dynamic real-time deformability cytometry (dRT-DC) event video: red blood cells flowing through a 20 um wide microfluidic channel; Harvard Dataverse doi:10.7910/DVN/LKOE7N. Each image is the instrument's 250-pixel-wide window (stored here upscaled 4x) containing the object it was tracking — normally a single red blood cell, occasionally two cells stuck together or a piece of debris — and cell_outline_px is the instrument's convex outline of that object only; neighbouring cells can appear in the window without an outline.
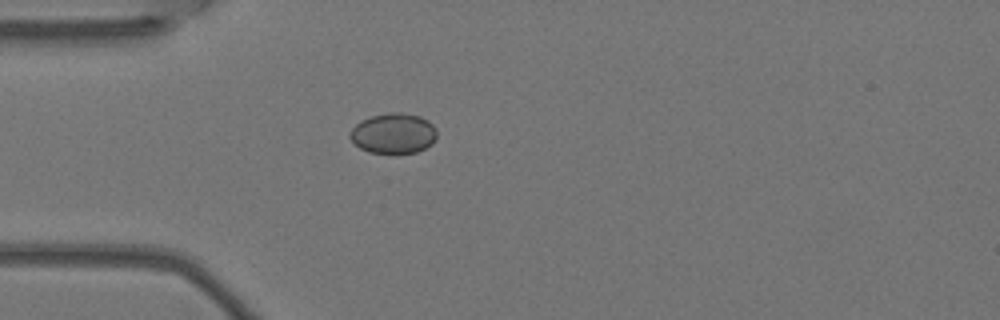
{"species": "Egyptian fruit bat (a non-hibernating species)", "species_latin": "Rousettus aegyptiacus", "temperature_condition": "warm", "stored_images_in_passage": 2, "camera_frame_rate_fps": 3000, "um_per_image_px": 0.085, "animal": {"sex": "female"}, "frame": {"image": 1, "passage_image": 2, "time_ms": 0.333, "image_size_px": [1000, 320], "cell_outline_px": [[436, 140], [432, 144], [416, 152], [396, 156], [368, 152], [360, 148], [348, 136], [352, 128], [360, 120], [372, 116], [388, 112], [400, 112], [420, 116], [428, 120], [436, 128]], "centroid_in_image_um": [33.45, 11.37], "position_along_channel_um": 51.6, "area_um2": 21.04}}